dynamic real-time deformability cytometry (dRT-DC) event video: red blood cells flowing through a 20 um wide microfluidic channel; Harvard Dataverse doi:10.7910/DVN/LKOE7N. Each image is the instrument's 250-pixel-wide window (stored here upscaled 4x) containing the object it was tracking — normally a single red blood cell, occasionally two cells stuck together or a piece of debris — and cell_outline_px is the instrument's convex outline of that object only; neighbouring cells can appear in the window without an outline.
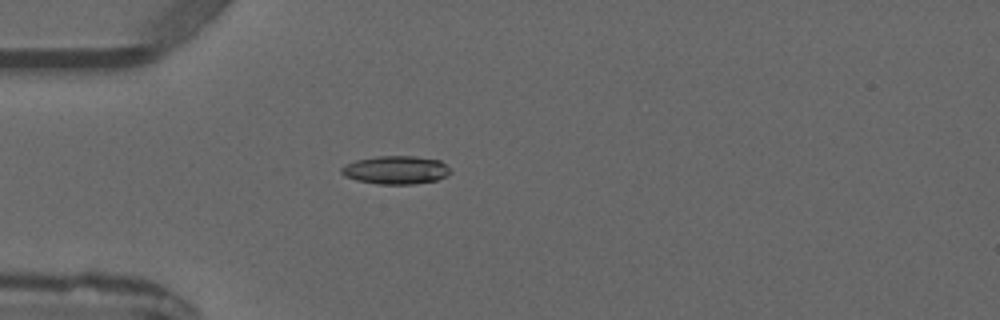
{"species": "common noctule bat (a hibernating species)", "species_latin": "Nyctalus noctula", "temperature_condition": "warm", "stored_images_in_passage": 4, "camera_frame_rate_fps": 3000, "um_per_image_px": 0.085, "animal": {"sex": "male", "forearm_length_mm": 52.5}, "frame": {"image": 1, "passage_image": 4, "time_ms": 3.667, "image_size_px": [1000, 320], "cell_outline_px": [[452, 172], [448, 176], [436, 180], [416, 184], [376, 184], [356, 180], [344, 176], [340, 172], [340, 168], [356, 160], [376, 156], [416, 156], [440, 160]], "centroid_in_image_um": [33.65, 14.45], "position_along_channel_um": 51.3, "area_um2": 18.03}}